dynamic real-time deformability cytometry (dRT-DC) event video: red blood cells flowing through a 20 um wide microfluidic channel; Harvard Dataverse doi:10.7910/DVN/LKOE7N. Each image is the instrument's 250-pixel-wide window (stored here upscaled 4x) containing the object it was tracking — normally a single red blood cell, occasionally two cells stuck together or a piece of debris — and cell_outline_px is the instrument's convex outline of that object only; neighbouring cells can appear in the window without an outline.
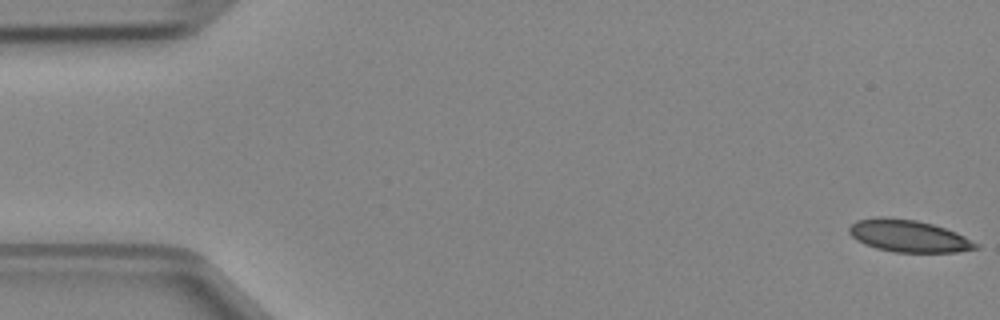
{"species": "Egyptian fruit bat (a non-hibernating species)", "species_latin": "Rousettus aegyptiacus", "temperature_condition": "cold", "stored_images_in_passage": 4, "camera_frame_rate_fps": 3000, "um_per_image_px": 0.085, "animal": {"sex": "female"}, "frame": {"image": 1, "passage_image": 1, "time_ms": 0.0, "image_size_px": [1000, 320], "cell_outline_px": [[980, 248], [956, 252], [896, 252], [876, 248], [864, 244], [856, 240], [848, 232], [848, 228], [856, 220], [876, 216], [916, 220], [932, 224], [956, 232], [980, 244]], "centroid_in_image_um": [77.22, 20.06], "position_along_channel_um": 7.8, "area_um2": 23.76}}